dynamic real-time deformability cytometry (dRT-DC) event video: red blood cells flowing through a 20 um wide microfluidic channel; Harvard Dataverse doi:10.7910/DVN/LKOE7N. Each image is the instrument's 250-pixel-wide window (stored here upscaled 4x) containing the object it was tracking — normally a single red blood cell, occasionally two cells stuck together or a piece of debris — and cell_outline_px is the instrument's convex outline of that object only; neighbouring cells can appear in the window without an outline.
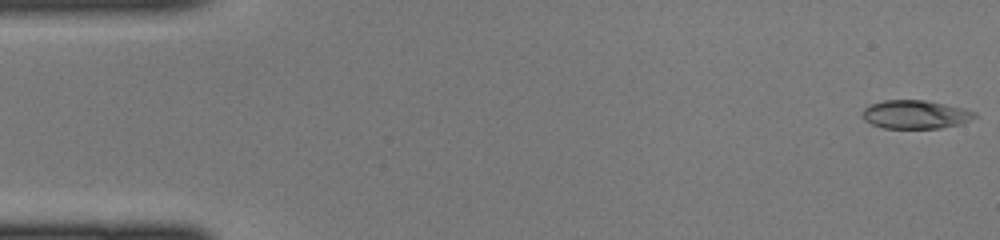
{"species": "common noctule bat (a hibernating species)", "species_latin": "Nyctalus noctula", "temperature_condition": "cold", "stored_images_in_passage": 44, "camera_frame_rate_fps": 3000, "um_per_image_px": 0.085, "animal": {"sex": "female", "body_mass_g": 22.0, "forearm_length_mm": 56.7}, "frame": {"image": 1, "passage_image": 1, "time_ms": 0.0, "image_size_px": [1000, 240], "cell_outline_px": [[980, 116], [960, 124], [940, 128], [884, 128], [872, 124], [864, 120], [860, 116], [864, 108], [872, 104], [884, 100], [924, 100], [964, 108], [976, 112]], "centroid_in_image_um": [77.82, 9.73], "position_along_channel_um": 7.2, "area_um2": 18.73}}
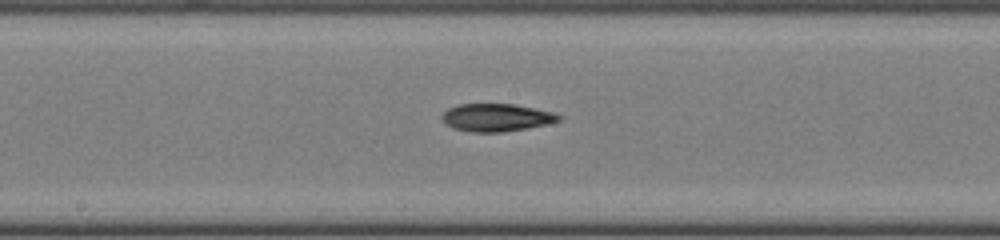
{"frame": {"image": 2, "passage_image": 23, "time_ms": 7.333, "image_size_px": [1000, 240], "cell_outline_px": [[564, 116], [560, 120], [548, 124], [528, 128], [504, 132], [472, 132], [452, 128], [440, 116], [448, 108], [456, 104], [516, 104], [556, 112]], "centroid_in_image_um": [42.25, 9.98], "position_along_channel_um": 205.9, "area_um2": 19.13}}
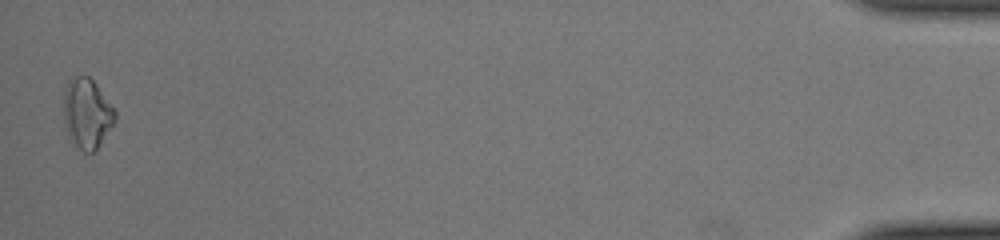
{"frame": {"image": 3, "passage_image": 44, "time_ms": 14.333, "image_size_px": [1000, 240], "cell_outline_px": [[116, 120], [96, 148], [92, 152], [84, 152], [68, 136], [64, 124], [64, 92], [68, 80], [76, 76], [88, 76], [96, 84], [116, 108]], "centroid_in_image_um": [7.4, 9.61], "position_along_channel_um": 427.8, "area_um2": 20.81}}